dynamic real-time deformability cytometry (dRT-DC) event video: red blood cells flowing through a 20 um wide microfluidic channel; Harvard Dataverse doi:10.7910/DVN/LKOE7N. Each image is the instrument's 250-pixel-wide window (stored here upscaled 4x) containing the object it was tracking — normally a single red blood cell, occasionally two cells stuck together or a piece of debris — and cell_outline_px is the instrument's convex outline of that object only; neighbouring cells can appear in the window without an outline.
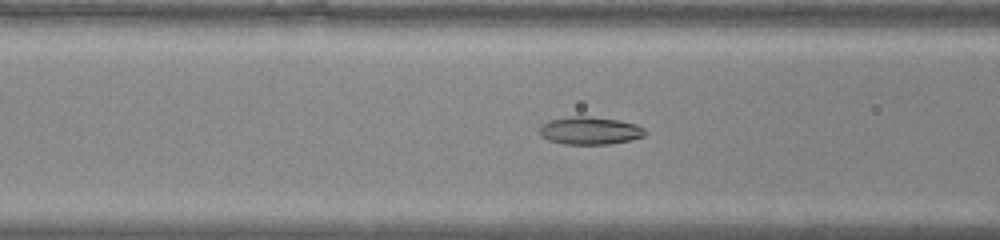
{"species": "common noctule bat (a hibernating species)", "species_latin": "Nyctalus noctula", "temperature_condition": "warm", "stored_images_in_passage": 32, "camera_frame_rate_fps": 3000, "um_per_image_px": 0.085, "animal": {"sex": "male", "body_mass_g": 20.0, "forearm_length_mm": 53.3}, "frame": {"image": 1, "passage_image": 5, "time_ms": 1.333, "image_size_px": [1000, 240], "cell_outline_px": [[644, 136], [632, 140], [612, 144], [564, 144], [548, 140], [540, 136], [540, 128], [548, 120], [568, 116], [588, 116], [620, 120], [636, 124], [644, 128]], "centroid_in_image_um": [50.14, 11.1], "position_along_channel_um": 116.5, "area_um2": 17.17}}
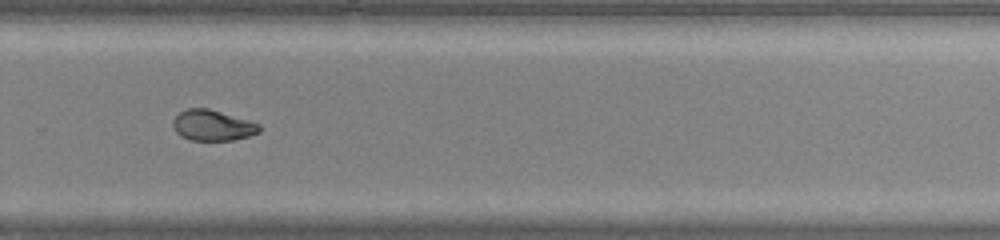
{"frame": {"image": 2, "passage_image": 18, "time_ms": 5.667, "image_size_px": [1000, 240], "cell_outline_px": [[260, 132], [248, 136], [232, 140], [188, 140], [180, 136], [176, 132], [172, 124], [172, 120], [180, 112], [188, 108], [208, 108], [248, 120], [260, 124]], "centroid_in_image_um": [18.04, 10.66], "position_along_channel_um": 311.8, "area_um2": 15.43}}
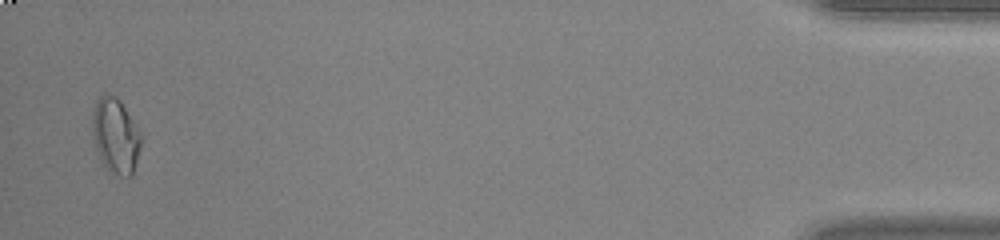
{"frame": {"image": 3, "passage_image": 31, "time_ms": 10.0, "image_size_px": [1000, 240], "cell_outline_px": [[140, 148], [132, 176], [120, 176], [108, 168], [104, 164], [96, 148], [92, 136], [92, 116], [96, 100], [104, 92], [116, 96], [120, 100], [140, 132]], "centroid_in_image_um": [9.8, 11.49], "position_along_channel_um": 425.4, "area_um2": 21.04}}